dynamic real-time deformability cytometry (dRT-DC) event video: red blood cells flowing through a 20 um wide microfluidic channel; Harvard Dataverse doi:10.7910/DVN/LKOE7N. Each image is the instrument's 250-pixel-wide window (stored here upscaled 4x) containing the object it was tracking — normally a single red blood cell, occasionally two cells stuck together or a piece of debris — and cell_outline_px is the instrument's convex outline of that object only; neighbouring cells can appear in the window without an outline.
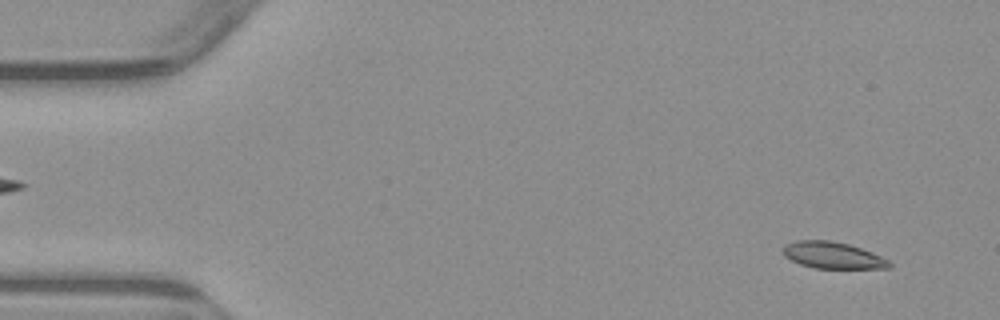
{"species": "common noctule bat (a hibernating species)", "species_latin": "Nyctalus noctula", "temperature_condition": "warm", "stored_images_in_passage": 4, "segment_of_instrument_passage": [2, 2], "camera_frame_rate_fps": 3000, "um_per_image_px": 0.085, "animal": {"sex": "male", "body_mass_g": 23.1, "forearm_length_mm": 52.7}, "frame": {"image": 1, "passage_image": 4, "time_ms": 4.667, "image_size_px": [1000, 320], "cell_outline_px": [[892, 268], [812, 268], [800, 264], [784, 256], [780, 252], [780, 248], [784, 244], [796, 240], [828, 240], [848, 244], [872, 252], [888, 260], [892, 264]], "centroid_in_image_um": [70.72, 21.69], "position_along_channel_um": 14.3, "area_um2": 16.65}}